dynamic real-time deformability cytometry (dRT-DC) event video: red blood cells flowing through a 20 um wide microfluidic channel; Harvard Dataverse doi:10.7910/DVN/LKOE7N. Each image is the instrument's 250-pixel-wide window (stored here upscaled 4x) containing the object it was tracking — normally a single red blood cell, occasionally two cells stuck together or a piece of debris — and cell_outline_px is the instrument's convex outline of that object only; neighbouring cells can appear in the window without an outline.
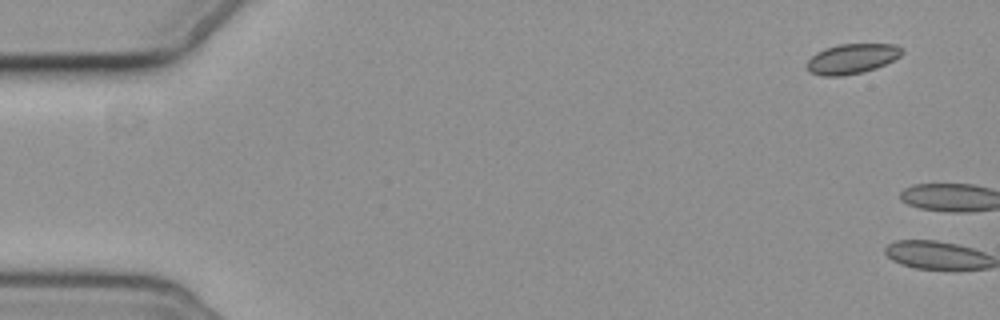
{"species": "common noctule bat (a hibernating species)", "species_latin": "Nyctalus noctula", "temperature_condition": "cold", "stored_images_in_passage": 2, "camera_frame_rate_fps": 3000, "um_per_image_px": 0.085, "animal": {"sex": "female", "body_mass_g": 19.3, "forearm_length_mm": 54.1}, "frame": {"image": 1, "passage_image": 1, "time_ms": 0.0, "image_size_px": [1000, 320], "cell_outline_px": [[904, 52], [900, 56], [876, 68], [860, 72], [840, 76], [820, 76], [808, 72], [804, 64], [816, 52], [824, 48], [840, 44], [896, 44], [904, 48]], "centroid_in_image_um": [72.38, 4.99], "position_along_channel_um": 12.6, "area_um2": 16.76}}